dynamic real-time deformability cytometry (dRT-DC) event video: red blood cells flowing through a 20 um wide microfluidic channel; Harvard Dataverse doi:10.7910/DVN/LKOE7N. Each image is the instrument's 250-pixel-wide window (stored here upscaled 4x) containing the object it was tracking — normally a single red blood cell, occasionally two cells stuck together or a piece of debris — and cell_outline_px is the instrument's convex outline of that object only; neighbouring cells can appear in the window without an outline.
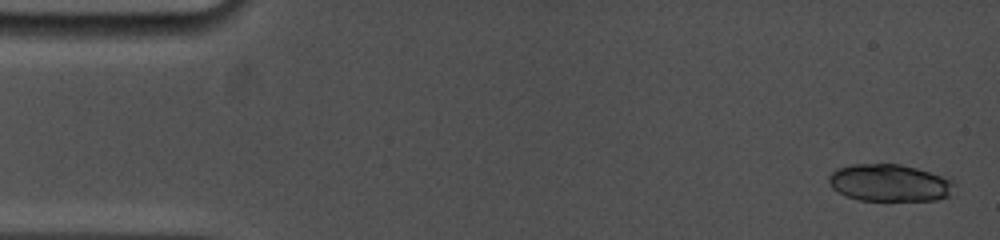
{"species": "common noctule bat (a hibernating species)", "species_latin": "Nyctalus noctula", "temperature_condition": "cold", "stored_images_in_passage": 5, "camera_frame_rate_fps": 5000, "um_per_image_px": 0.085, "animal": {"sex": "female", "body_mass_g": 19.0, "forearm_length_mm": 53.3}, "frame": {"image": 1, "passage_image": 1, "time_ms": 0.0, "image_size_px": [1000, 240], "cell_outline_px": [[956, 184], [948, 196], [936, 200], [860, 200], [848, 196], [832, 188], [828, 180], [828, 176], [836, 168], [852, 164], [900, 164], [948, 176], [956, 180]], "centroid_in_image_um": [75.66, 15.53], "position_along_channel_um": 9.3, "area_um2": 27.4}}
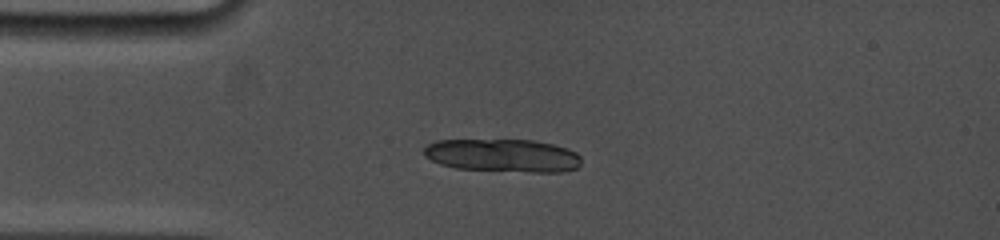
{"frame": {"image": 2, "passage_image": 4, "time_ms": 3.6, "image_size_px": [1000, 240], "cell_outline_px": [[580, 164], [576, 168], [564, 172], [528, 172], [456, 168], [440, 164], [424, 156], [424, 148], [428, 144], [436, 140], [532, 140], [552, 144], [568, 148], [576, 152], [580, 156]], "centroid_in_image_um": [42.76, 13.22], "position_along_channel_um": 42.2, "area_um2": 30.35}}